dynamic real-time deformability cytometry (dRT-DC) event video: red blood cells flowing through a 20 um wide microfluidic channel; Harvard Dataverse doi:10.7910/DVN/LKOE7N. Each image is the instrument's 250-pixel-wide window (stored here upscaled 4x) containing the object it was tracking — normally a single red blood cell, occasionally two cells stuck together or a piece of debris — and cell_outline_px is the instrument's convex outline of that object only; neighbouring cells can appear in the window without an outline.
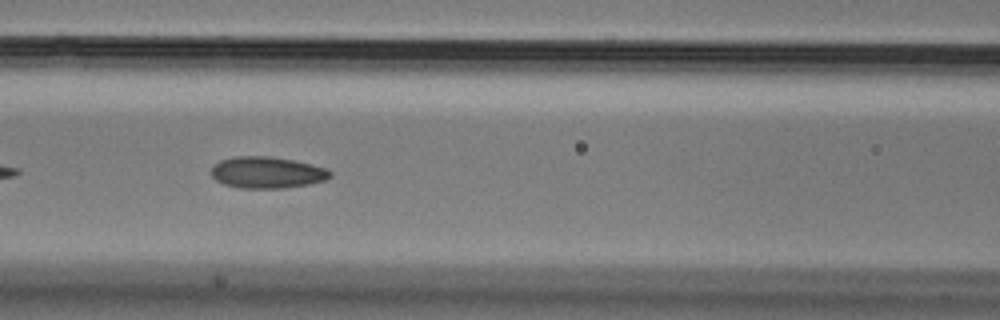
{"species": "Egyptian fruit bat (a non-hibernating species)", "species_latin": "Rousettus aegyptiacus", "temperature_condition": "cold", "stored_images_in_passage": 20, "camera_frame_rate_fps": 3000, "um_per_image_px": 0.085, "animal": {"sex": "male"}, "frame": {"image": 1, "passage_image": 9, "time_ms": 2.667, "image_size_px": [1000, 320], "cell_outline_px": [[332, 176], [324, 180], [308, 184], [284, 188], [240, 188], [224, 184], [216, 180], [212, 176], [212, 168], [220, 160], [236, 156], [268, 156], [292, 160], [312, 164], [324, 168], [332, 172]], "centroid_in_image_um": [22.7, 14.66], "position_along_channel_um": 143.9, "area_um2": 21.68}}
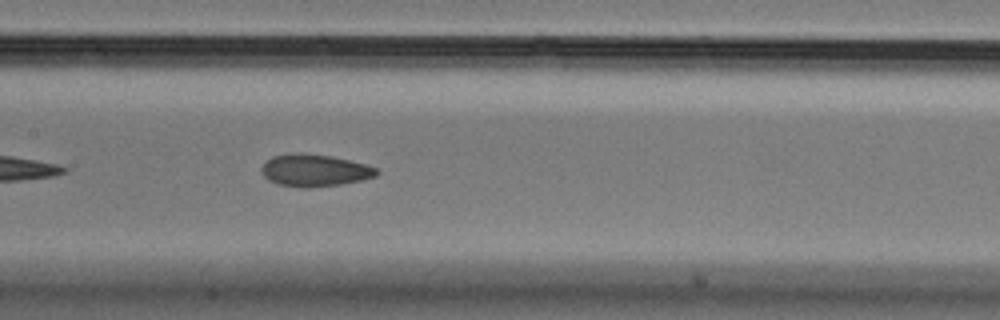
{"frame": {"image": 2, "passage_image": 12, "time_ms": 3.667, "image_size_px": [1000, 320], "cell_outline_px": [[380, 172], [376, 176], [364, 180], [340, 184], [308, 188], [300, 188], [276, 184], [268, 180], [264, 176], [260, 168], [272, 156], [296, 152], [304, 152], [328, 156], [348, 160], [364, 164], [376, 168]], "centroid_in_image_um": [26.72, 14.49], "position_along_channel_um": 180.7, "area_um2": 21.68}}
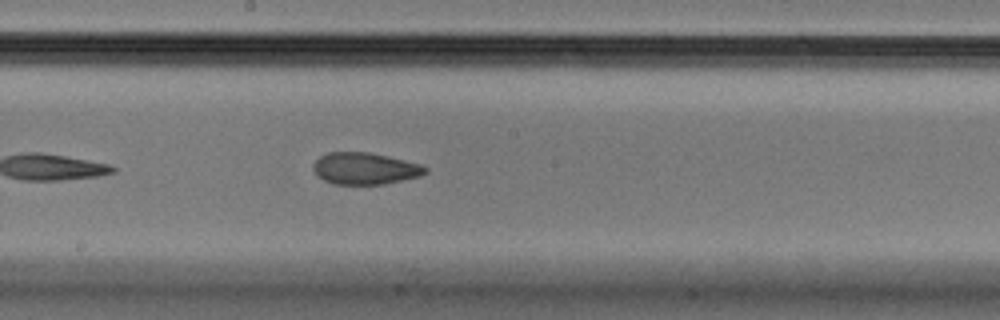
{"frame": {"image": 3, "passage_image": 15, "time_ms": 4.667, "image_size_px": [1000, 320], "cell_outline_px": [[428, 172], [420, 176], [384, 184], [332, 184], [316, 176], [312, 168], [312, 164], [320, 156], [328, 152], [368, 152], [388, 156], [420, 164], [428, 168]], "centroid_in_image_um": [30.99, 14.32], "position_along_channel_um": 217.2, "area_um2": 20.87}}